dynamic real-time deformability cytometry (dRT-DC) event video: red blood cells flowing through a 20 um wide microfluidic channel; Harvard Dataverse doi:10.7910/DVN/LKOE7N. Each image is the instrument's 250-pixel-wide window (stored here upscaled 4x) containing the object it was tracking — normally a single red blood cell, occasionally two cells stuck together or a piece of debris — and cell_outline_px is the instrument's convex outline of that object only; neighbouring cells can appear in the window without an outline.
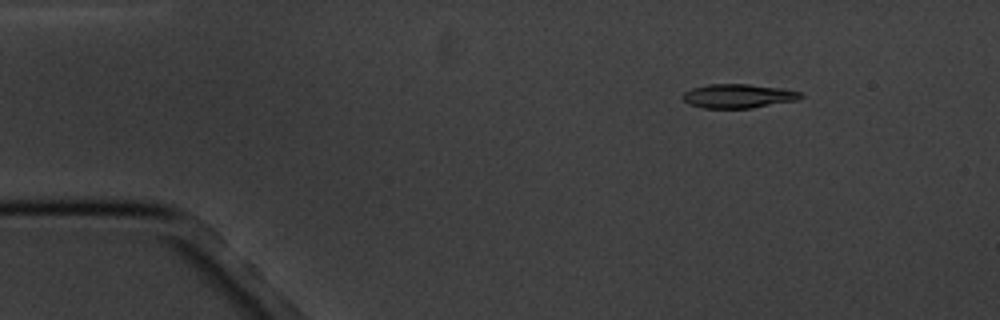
{"species": "common noctule bat (a hibernating species)", "species_latin": "Nyctalus noctula", "temperature_condition": "cold", "stored_images_in_passage": 5, "camera_frame_rate_fps": 3000, "um_per_image_px": 0.085, "animal": {"sex": "male", "body_mass_g": 20.1, "forearm_length_mm": 53.5}, "frame": {"image": 1, "passage_image": 3, "time_ms": 2.333, "image_size_px": [1000, 320], "cell_outline_px": [[804, 96], [800, 100], [752, 108], [704, 108], [688, 104], [680, 96], [684, 92], [692, 88], [708, 84], [748, 84], [780, 88], [800, 92]], "centroid_in_image_um": [62.75, 8.17], "position_along_channel_um": 22.3, "area_um2": 16.65}}
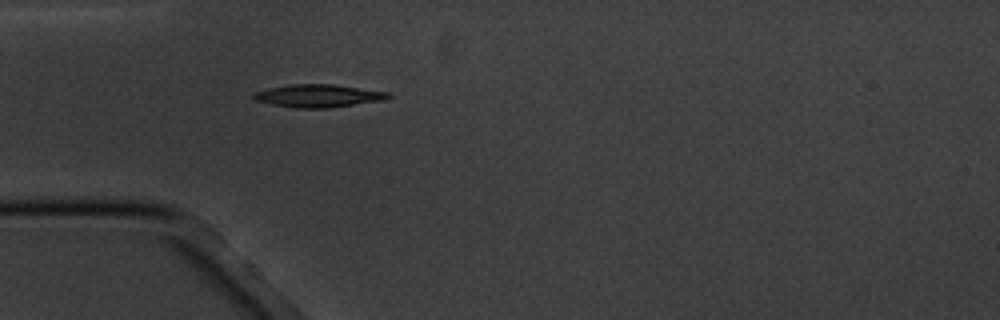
{"frame": {"image": 2, "passage_image": 5, "time_ms": 5.333, "image_size_px": [1000, 320], "cell_outline_px": [[392, 96], [384, 100], [328, 108], [296, 108], [272, 104], [256, 100], [252, 96], [256, 92], [268, 88], [292, 84], [332, 84], [388, 92]], "centroid_in_image_um": [27.07, 8.14], "position_along_channel_um": 57.9, "area_um2": 17.69}}